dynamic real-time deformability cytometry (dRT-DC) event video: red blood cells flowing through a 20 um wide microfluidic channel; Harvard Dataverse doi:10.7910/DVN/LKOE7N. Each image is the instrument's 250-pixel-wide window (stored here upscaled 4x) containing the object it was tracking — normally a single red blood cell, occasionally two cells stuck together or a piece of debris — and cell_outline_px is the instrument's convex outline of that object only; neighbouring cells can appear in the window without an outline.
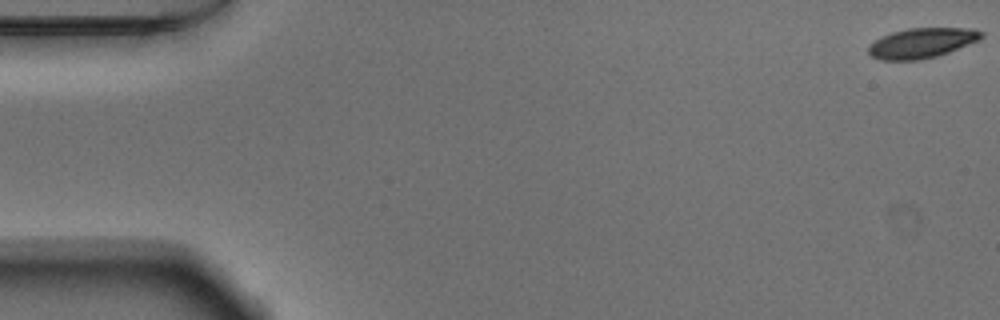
{"species": "Egyptian fruit bat (a non-hibernating species)", "species_latin": "Rousettus aegyptiacus", "temperature_condition": "warm", "stored_images_in_passage": 53, "camera_frame_rate_fps": 3000, "um_per_image_px": 0.085, "animal": {"sex": "male"}, "frame": {"image": 1, "passage_image": 1, "time_ms": 0.0, "image_size_px": [1000, 320], "cell_outline_px": [[984, 36], [980, 40], [948, 52], [936, 56], [920, 60], [880, 60], [872, 56], [868, 52], [868, 44], [892, 32], [908, 28], [972, 28], [984, 32]], "centroid_in_image_um": [78.37, 3.65], "position_along_channel_um": 6.6, "area_um2": 19.77}}
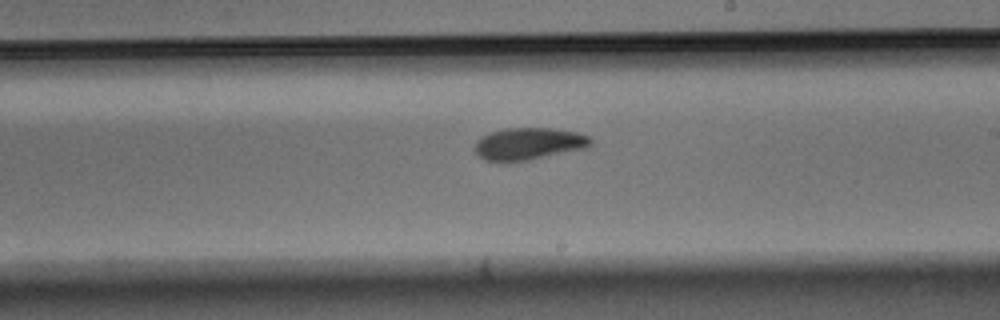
{"frame": {"image": 2, "passage_image": 31, "time_ms": 10.0, "image_size_px": [1000, 320], "cell_outline_px": [[592, 144], [588, 148], [532, 160], [484, 160], [472, 148], [476, 140], [492, 132], [504, 128], [552, 128], [576, 132], [592, 136]], "centroid_in_image_um": [45.0, 12.21], "position_along_channel_um": 244.0, "area_um2": 21.79}}
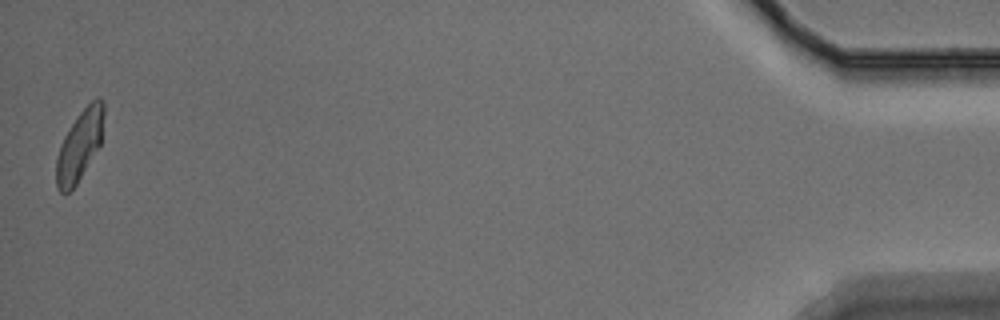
{"frame": {"image": 3, "passage_image": 53, "time_ms": 17.333, "image_size_px": [1000, 320], "cell_outline_px": [[104, 116], [100, 144], [76, 184], [68, 192], [60, 192], [56, 188], [56, 160], [60, 144], [64, 136], [80, 112], [96, 96], [100, 96], [104, 100]], "centroid_in_image_um": [6.77, 12.32], "position_along_channel_um": 428.4, "area_um2": 19.25}, "authors_computed_cell_mechanics": {"area_um2": 20.808, "velocity_mm_per_s": 3.801, "shape_relaxation_time_tau1_ms": 3.4728, "shape_relaxation_time_tau2_ms": 7.7127, "deformation_change_tau1": 0.1206, "deformation_change_tau2": 0.1385}}